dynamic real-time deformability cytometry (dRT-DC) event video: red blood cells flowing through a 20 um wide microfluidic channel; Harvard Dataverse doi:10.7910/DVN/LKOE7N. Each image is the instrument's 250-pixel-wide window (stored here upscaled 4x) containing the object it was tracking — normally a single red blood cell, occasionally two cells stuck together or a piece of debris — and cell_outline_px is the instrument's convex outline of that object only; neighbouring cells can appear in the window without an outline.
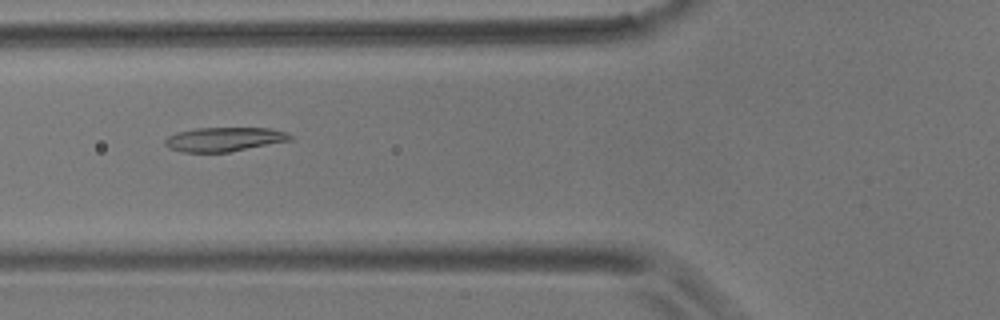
{"species": "common noctule bat (a hibernating species)", "species_latin": "Nyctalus noctula", "temperature_condition": "room temperature", "stored_images_in_passage": 5, "camera_frame_rate_fps": 3000, "um_per_image_px": 0.085, "animal": {"sex": "male", "body_mass_g": 17.9}, "frame": {"image": 1, "passage_image": 5, "time_ms": 5.0, "image_size_px": [1000, 320], "cell_outline_px": [[292, 140], [228, 152], [184, 152], [168, 148], [164, 144], [164, 140], [168, 136], [176, 132], [196, 128], [272, 128], [284, 132], [292, 136]], "centroid_in_image_um": [19.02, 11.84], "position_along_channel_um": 106.8, "area_um2": 17.57}}